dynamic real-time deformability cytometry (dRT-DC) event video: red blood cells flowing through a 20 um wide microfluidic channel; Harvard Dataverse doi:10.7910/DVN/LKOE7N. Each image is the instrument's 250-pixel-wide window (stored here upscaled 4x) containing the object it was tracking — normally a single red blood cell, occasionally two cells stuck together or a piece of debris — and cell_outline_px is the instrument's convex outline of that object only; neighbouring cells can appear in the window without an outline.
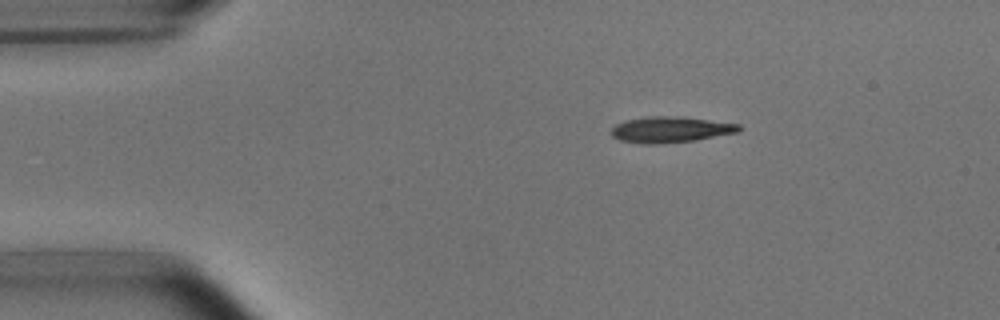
{"species": "common noctule bat (a hibernating species)", "species_latin": "Nyctalus noctula", "temperature_condition": "room temperature", "stored_images_in_passage": 44, "camera_frame_rate_fps": 3000, "um_per_image_px": 0.085, "animal": {"sex": "male", "body_mass_g": 15.6}, "frame": {"image": 1, "passage_image": 1, "time_ms": 0.0, "image_size_px": [1000, 320], "cell_outline_px": [[740, 128], [736, 132], [696, 140], [660, 144], [644, 144], [620, 140], [612, 136], [612, 128], [616, 124], [624, 120], [648, 116], [684, 116], [740, 124]], "centroid_in_image_um": [56.97, 11.0], "position_along_channel_um": 28.0, "area_um2": 19.36}}
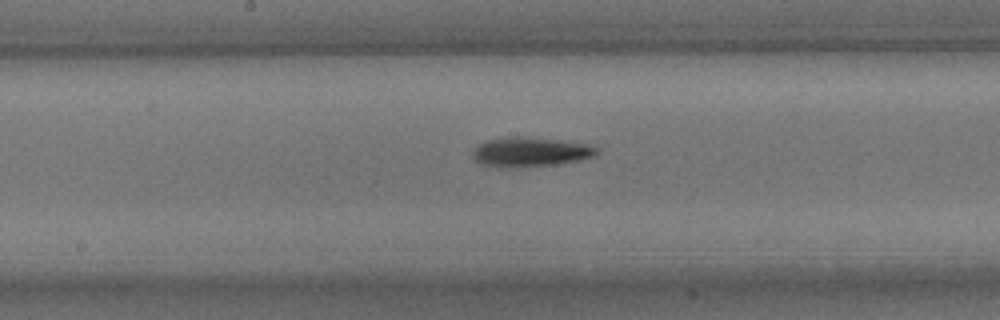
{"frame": {"image": 2, "passage_image": 19, "time_ms": 6.0, "image_size_px": [1000, 320], "cell_outline_px": [[600, 152], [596, 156], [556, 164], [480, 164], [472, 156], [472, 152], [484, 140], [528, 136], [584, 144], [596, 148]], "centroid_in_image_um": [45.12, 12.86], "position_along_channel_um": 203.1, "area_um2": 19.83}}
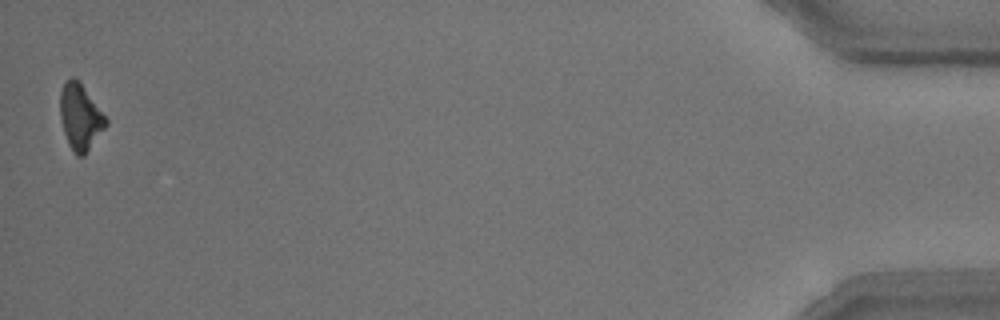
{"frame": {"image": 3, "passage_image": 44, "time_ms": 14.333, "image_size_px": [1000, 320], "cell_outline_px": [[108, 124], [84, 156], [76, 156], [68, 144], [64, 132], [60, 116], [60, 92], [64, 84], [72, 76], [80, 84], [108, 120]], "centroid_in_image_um": [6.81, 10.0], "position_along_channel_um": 428.4, "area_um2": 17.11}, "authors_computed_cell_mechanics": {"area_um2": 19.2763, "velocity_mm_per_s": 3.7968, "shape_relaxation_time_tau1_ms": 2.5772, "shape_relaxation_time_tau2_ms": null, "deformation_change_tau1": 0.1597, "deformation_change_tau2": null}}